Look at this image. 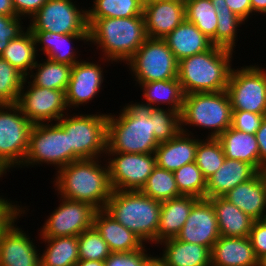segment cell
I'll list each match as a JSON object with an SVG mask.
<instances>
[{
    "mask_svg": "<svg viewBox=\"0 0 266 266\" xmlns=\"http://www.w3.org/2000/svg\"><path fill=\"white\" fill-rule=\"evenodd\" d=\"M48 243L40 254L41 266H76L80 260L78 236L40 238Z\"/></svg>",
    "mask_w": 266,
    "mask_h": 266,
    "instance_id": "cell-33",
    "label": "cell"
},
{
    "mask_svg": "<svg viewBox=\"0 0 266 266\" xmlns=\"http://www.w3.org/2000/svg\"><path fill=\"white\" fill-rule=\"evenodd\" d=\"M148 38L164 39L185 20V1L153 0L143 5Z\"/></svg>",
    "mask_w": 266,
    "mask_h": 266,
    "instance_id": "cell-18",
    "label": "cell"
},
{
    "mask_svg": "<svg viewBox=\"0 0 266 266\" xmlns=\"http://www.w3.org/2000/svg\"><path fill=\"white\" fill-rule=\"evenodd\" d=\"M146 266H163V265L156 257H154Z\"/></svg>",
    "mask_w": 266,
    "mask_h": 266,
    "instance_id": "cell-56",
    "label": "cell"
},
{
    "mask_svg": "<svg viewBox=\"0 0 266 266\" xmlns=\"http://www.w3.org/2000/svg\"><path fill=\"white\" fill-rule=\"evenodd\" d=\"M93 226L108 244L111 252H133L145 245L138 236L112 218L104 209L96 211Z\"/></svg>",
    "mask_w": 266,
    "mask_h": 266,
    "instance_id": "cell-26",
    "label": "cell"
},
{
    "mask_svg": "<svg viewBox=\"0 0 266 266\" xmlns=\"http://www.w3.org/2000/svg\"><path fill=\"white\" fill-rule=\"evenodd\" d=\"M211 266H259L249 237L220 236L211 250Z\"/></svg>",
    "mask_w": 266,
    "mask_h": 266,
    "instance_id": "cell-22",
    "label": "cell"
},
{
    "mask_svg": "<svg viewBox=\"0 0 266 266\" xmlns=\"http://www.w3.org/2000/svg\"><path fill=\"white\" fill-rule=\"evenodd\" d=\"M154 136L161 143L175 138L181 132L180 114L171 109L153 108Z\"/></svg>",
    "mask_w": 266,
    "mask_h": 266,
    "instance_id": "cell-42",
    "label": "cell"
},
{
    "mask_svg": "<svg viewBox=\"0 0 266 266\" xmlns=\"http://www.w3.org/2000/svg\"><path fill=\"white\" fill-rule=\"evenodd\" d=\"M140 191L161 202L182 196L177 188L174 173L158 166L153 169Z\"/></svg>",
    "mask_w": 266,
    "mask_h": 266,
    "instance_id": "cell-37",
    "label": "cell"
},
{
    "mask_svg": "<svg viewBox=\"0 0 266 266\" xmlns=\"http://www.w3.org/2000/svg\"><path fill=\"white\" fill-rule=\"evenodd\" d=\"M259 266H266V255L259 260Z\"/></svg>",
    "mask_w": 266,
    "mask_h": 266,
    "instance_id": "cell-59",
    "label": "cell"
},
{
    "mask_svg": "<svg viewBox=\"0 0 266 266\" xmlns=\"http://www.w3.org/2000/svg\"><path fill=\"white\" fill-rule=\"evenodd\" d=\"M145 247L133 252H111L105 266H146L155 256L146 253Z\"/></svg>",
    "mask_w": 266,
    "mask_h": 266,
    "instance_id": "cell-44",
    "label": "cell"
},
{
    "mask_svg": "<svg viewBox=\"0 0 266 266\" xmlns=\"http://www.w3.org/2000/svg\"><path fill=\"white\" fill-rule=\"evenodd\" d=\"M126 105L117 116L108 113L106 152L154 153L160 144L150 117L154 107L143 102Z\"/></svg>",
    "mask_w": 266,
    "mask_h": 266,
    "instance_id": "cell-2",
    "label": "cell"
},
{
    "mask_svg": "<svg viewBox=\"0 0 266 266\" xmlns=\"http://www.w3.org/2000/svg\"><path fill=\"white\" fill-rule=\"evenodd\" d=\"M260 154V168L266 164V115L263 117L260 127L255 132Z\"/></svg>",
    "mask_w": 266,
    "mask_h": 266,
    "instance_id": "cell-51",
    "label": "cell"
},
{
    "mask_svg": "<svg viewBox=\"0 0 266 266\" xmlns=\"http://www.w3.org/2000/svg\"><path fill=\"white\" fill-rule=\"evenodd\" d=\"M37 53L34 36L27 28L16 39L10 40L0 57L27 77L37 63Z\"/></svg>",
    "mask_w": 266,
    "mask_h": 266,
    "instance_id": "cell-32",
    "label": "cell"
},
{
    "mask_svg": "<svg viewBox=\"0 0 266 266\" xmlns=\"http://www.w3.org/2000/svg\"><path fill=\"white\" fill-rule=\"evenodd\" d=\"M7 173V169L0 163V177Z\"/></svg>",
    "mask_w": 266,
    "mask_h": 266,
    "instance_id": "cell-58",
    "label": "cell"
},
{
    "mask_svg": "<svg viewBox=\"0 0 266 266\" xmlns=\"http://www.w3.org/2000/svg\"><path fill=\"white\" fill-rule=\"evenodd\" d=\"M251 245L258 260L266 255V222L254 220L249 234Z\"/></svg>",
    "mask_w": 266,
    "mask_h": 266,
    "instance_id": "cell-48",
    "label": "cell"
},
{
    "mask_svg": "<svg viewBox=\"0 0 266 266\" xmlns=\"http://www.w3.org/2000/svg\"><path fill=\"white\" fill-rule=\"evenodd\" d=\"M27 80L25 77L17 105L33 124L57 122L68 112L65 91L38 87Z\"/></svg>",
    "mask_w": 266,
    "mask_h": 266,
    "instance_id": "cell-14",
    "label": "cell"
},
{
    "mask_svg": "<svg viewBox=\"0 0 266 266\" xmlns=\"http://www.w3.org/2000/svg\"><path fill=\"white\" fill-rule=\"evenodd\" d=\"M189 132L186 128L181 129L175 138L158 145L154 152L156 166L174 172L185 164L195 162L200 139H194L193 133Z\"/></svg>",
    "mask_w": 266,
    "mask_h": 266,
    "instance_id": "cell-20",
    "label": "cell"
},
{
    "mask_svg": "<svg viewBox=\"0 0 266 266\" xmlns=\"http://www.w3.org/2000/svg\"><path fill=\"white\" fill-rule=\"evenodd\" d=\"M109 179L113 190L139 191L156 167L154 153L106 152ZM114 157V158H113Z\"/></svg>",
    "mask_w": 266,
    "mask_h": 266,
    "instance_id": "cell-13",
    "label": "cell"
},
{
    "mask_svg": "<svg viewBox=\"0 0 266 266\" xmlns=\"http://www.w3.org/2000/svg\"><path fill=\"white\" fill-rule=\"evenodd\" d=\"M78 251L80 260L105 261L111 253L108 244L94 226L78 236Z\"/></svg>",
    "mask_w": 266,
    "mask_h": 266,
    "instance_id": "cell-43",
    "label": "cell"
},
{
    "mask_svg": "<svg viewBox=\"0 0 266 266\" xmlns=\"http://www.w3.org/2000/svg\"><path fill=\"white\" fill-rule=\"evenodd\" d=\"M23 207L17 205V203L15 205V202L9 201L7 198H3V195L0 196V237L17 219L19 220L18 216L21 217L27 213L26 206Z\"/></svg>",
    "mask_w": 266,
    "mask_h": 266,
    "instance_id": "cell-46",
    "label": "cell"
},
{
    "mask_svg": "<svg viewBox=\"0 0 266 266\" xmlns=\"http://www.w3.org/2000/svg\"><path fill=\"white\" fill-rule=\"evenodd\" d=\"M0 15L17 16L12 0H0Z\"/></svg>",
    "mask_w": 266,
    "mask_h": 266,
    "instance_id": "cell-52",
    "label": "cell"
},
{
    "mask_svg": "<svg viewBox=\"0 0 266 266\" xmlns=\"http://www.w3.org/2000/svg\"><path fill=\"white\" fill-rule=\"evenodd\" d=\"M143 5L153 1V0H139Z\"/></svg>",
    "mask_w": 266,
    "mask_h": 266,
    "instance_id": "cell-60",
    "label": "cell"
},
{
    "mask_svg": "<svg viewBox=\"0 0 266 266\" xmlns=\"http://www.w3.org/2000/svg\"><path fill=\"white\" fill-rule=\"evenodd\" d=\"M252 15L265 14L266 15V0H250ZM256 12V14H255Z\"/></svg>",
    "mask_w": 266,
    "mask_h": 266,
    "instance_id": "cell-53",
    "label": "cell"
},
{
    "mask_svg": "<svg viewBox=\"0 0 266 266\" xmlns=\"http://www.w3.org/2000/svg\"><path fill=\"white\" fill-rule=\"evenodd\" d=\"M138 84L143 90L146 104L154 108H161L160 105L168 104V109L181 113L185 94L178 78Z\"/></svg>",
    "mask_w": 266,
    "mask_h": 266,
    "instance_id": "cell-31",
    "label": "cell"
},
{
    "mask_svg": "<svg viewBox=\"0 0 266 266\" xmlns=\"http://www.w3.org/2000/svg\"><path fill=\"white\" fill-rule=\"evenodd\" d=\"M30 31L58 34H89L87 9H79L72 0H48L31 18Z\"/></svg>",
    "mask_w": 266,
    "mask_h": 266,
    "instance_id": "cell-12",
    "label": "cell"
},
{
    "mask_svg": "<svg viewBox=\"0 0 266 266\" xmlns=\"http://www.w3.org/2000/svg\"><path fill=\"white\" fill-rule=\"evenodd\" d=\"M22 19L18 16L0 15V55L8 46L10 40L16 39L25 31Z\"/></svg>",
    "mask_w": 266,
    "mask_h": 266,
    "instance_id": "cell-45",
    "label": "cell"
},
{
    "mask_svg": "<svg viewBox=\"0 0 266 266\" xmlns=\"http://www.w3.org/2000/svg\"><path fill=\"white\" fill-rule=\"evenodd\" d=\"M44 60L46 61L43 63L37 61L32 68L36 72L32 71L27 77H30L31 82L38 87L66 91L72 65L55 62L47 58Z\"/></svg>",
    "mask_w": 266,
    "mask_h": 266,
    "instance_id": "cell-34",
    "label": "cell"
},
{
    "mask_svg": "<svg viewBox=\"0 0 266 266\" xmlns=\"http://www.w3.org/2000/svg\"><path fill=\"white\" fill-rule=\"evenodd\" d=\"M233 50L213 45L205 52L178 62L177 78L185 95L226 90Z\"/></svg>",
    "mask_w": 266,
    "mask_h": 266,
    "instance_id": "cell-4",
    "label": "cell"
},
{
    "mask_svg": "<svg viewBox=\"0 0 266 266\" xmlns=\"http://www.w3.org/2000/svg\"><path fill=\"white\" fill-rule=\"evenodd\" d=\"M226 158L240 160L260 171V154L255 134L226 129L219 137Z\"/></svg>",
    "mask_w": 266,
    "mask_h": 266,
    "instance_id": "cell-30",
    "label": "cell"
},
{
    "mask_svg": "<svg viewBox=\"0 0 266 266\" xmlns=\"http://www.w3.org/2000/svg\"><path fill=\"white\" fill-rule=\"evenodd\" d=\"M259 173L261 174L262 178H263V181L266 185V164L263 165L261 168H260V171Z\"/></svg>",
    "mask_w": 266,
    "mask_h": 266,
    "instance_id": "cell-57",
    "label": "cell"
},
{
    "mask_svg": "<svg viewBox=\"0 0 266 266\" xmlns=\"http://www.w3.org/2000/svg\"><path fill=\"white\" fill-rule=\"evenodd\" d=\"M185 19L195 24L215 45L217 13L211 0H185Z\"/></svg>",
    "mask_w": 266,
    "mask_h": 266,
    "instance_id": "cell-35",
    "label": "cell"
},
{
    "mask_svg": "<svg viewBox=\"0 0 266 266\" xmlns=\"http://www.w3.org/2000/svg\"><path fill=\"white\" fill-rule=\"evenodd\" d=\"M59 206L40 228V238L79 236L93 226L95 207L86 203L60 197Z\"/></svg>",
    "mask_w": 266,
    "mask_h": 266,
    "instance_id": "cell-15",
    "label": "cell"
},
{
    "mask_svg": "<svg viewBox=\"0 0 266 266\" xmlns=\"http://www.w3.org/2000/svg\"><path fill=\"white\" fill-rule=\"evenodd\" d=\"M232 12L246 21L252 15L250 0H225Z\"/></svg>",
    "mask_w": 266,
    "mask_h": 266,
    "instance_id": "cell-50",
    "label": "cell"
},
{
    "mask_svg": "<svg viewBox=\"0 0 266 266\" xmlns=\"http://www.w3.org/2000/svg\"><path fill=\"white\" fill-rule=\"evenodd\" d=\"M220 236L249 237L254 219L242 212L224 197H212Z\"/></svg>",
    "mask_w": 266,
    "mask_h": 266,
    "instance_id": "cell-29",
    "label": "cell"
},
{
    "mask_svg": "<svg viewBox=\"0 0 266 266\" xmlns=\"http://www.w3.org/2000/svg\"><path fill=\"white\" fill-rule=\"evenodd\" d=\"M101 162V158L81 159L56 171L53 183L59 197L105 209L113 189L107 162L105 166Z\"/></svg>",
    "mask_w": 266,
    "mask_h": 266,
    "instance_id": "cell-1",
    "label": "cell"
},
{
    "mask_svg": "<svg viewBox=\"0 0 266 266\" xmlns=\"http://www.w3.org/2000/svg\"><path fill=\"white\" fill-rule=\"evenodd\" d=\"M76 266H105V262L97 260H79Z\"/></svg>",
    "mask_w": 266,
    "mask_h": 266,
    "instance_id": "cell-54",
    "label": "cell"
},
{
    "mask_svg": "<svg viewBox=\"0 0 266 266\" xmlns=\"http://www.w3.org/2000/svg\"><path fill=\"white\" fill-rule=\"evenodd\" d=\"M245 21L234 14L231 9L221 10L217 14V28L215 31V45L230 50L235 49L237 30Z\"/></svg>",
    "mask_w": 266,
    "mask_h": 266,
    "instance_id": "cell-41",
    "label": "cell"
},
{
    "mask_svg": "<svg viewBox=\"0 0 266 266\" xmlns=\"http://www.w3.org/2000/svg\"><path fill=\"white\" fill-rule=\"evenodd\" d=\"M107 120L105 113L70 116L67 112L57 121L69 133L72 162L105 157Z\"/></svg>",
    "mask_w": 266,
    "mask_h": 266,
    "instance_id": "cell-7",
    "label": "cell"
},
{
    "mask_svg": "<svg viewBox=\"0 0 266 266\" xmlns=\"http://www.w3.org/2000/svg\"><path fill=\"white\" fill-rule=\"evenodd\" d=\"M137 83L177 78L178 61L163 39L148 38L125 63Z\"/></svg>",
    "mask_w": 266,
    "mask_h": 266,
    "instance_id": "cell-10",
    "label": "cell"
},
{
    "mask_svg": "<svg viewBox=\"0 0 266 266\" xmlns=\"http://www.w3.org/2000/svg\"><path fill=\"white\" fill-rule=\"evenodd\" d=\"M173 173L181 195L206 198L207 180L195 162L185 164Z\"/></svg>",
    "mask_w": 266,
    "mask_h": 266,
    "instance_id": "cell-39",
    "label": "cell"
},
{
    "mask_svg": "<svg viewBox=\"0 0 266 266\" xmlns=\"http://www.w3.org/2000/svg\"><path fill=\"white\" fill-rule=\"evenodd\" d=\"M223 146L218 138L200 139L196 149L195 163L204 178H210L225 161Z\"/></svg>",
    "mask_w": 266,
    "mask_h": 266,
    "instance_id": "cell-38",
    "label": "cell"
},
{
    "mask_svg": "<svg viewBox=\"0 0 266 266\" xmlns=\"http://www.w3.org/2000/svg\"><path fill=\"white\" fill-rule=\"evenodd\" d=\"M48 0H12L18 17L31 18Z\"/></svg>",
    "mask_w": 266,
    "mask_h": 266,
    "instance_id": "cell-49",
    "label": "cell"
},
{
    "mask_svg": "<svg viewBox=\"0 0 266 266\" xmlns=\"http://www.w3.org/2000/svg\"><path fill=\"white\" fill-rule=\"evenodd\" d=\"M177 61L210 49L213 44L192 22L186 19L164 39Z\"/></svg>",
    "mask_w": 266,
    "mask_h": 266,
    "instance_id": "cell-27",
    "label": "cell"
},
{
    "mask_svg": "<svg viewBox=\"0 0 266 266\" xmlns=\"http://www.w3.org/2000/svg\"><path fill=\"white\" fill-rule=\"evenodd\" d=\"M25 76L0 57V104H17Z\"/></svg>",
    "mask_w": 266,
    "mask_h": 266,
    "instance_id": "cell-40",
    "label": "cell"
},
{
    "mask_svg": "<svg viewBox=\"0 0 266 266\" xmlns=\"http://www.w3.org/2000/svg\"><path fill=\"white\" fill-rule=\"evenodd\" d=\"M31 32L34 36L36 49L41 45L37 51H43L47 59L72 66L80 61L76 57L78 51L76 52L73 41L83 40L85 43L89 40L88 34H58L49 31Z\"/></svg>",
    "mask_w": 266,
    "mask_h": 266,
    "instance_id": "cell-25",
    "label": "cell"
},
{
    "mask_svg": "<svg viewBox=\"0 0 266 266\" xmlns=\"http://www.w3.org/2000/svg\"><path fill=\"white\" fill-rule=\"evenodd\" d=\"M197 200L196 197L182 195L162 201L157 244L163 240L175 238L179 234Z\"/></svg>",
    "mask_w": 266,
    "mask_h": 266,
    "instance_id": "cell-28",
    "label": "cell"
},
{
    "mask_svg": "<svg viewBox=\"0 0 266 266\" xmlns=\"http://www.w3.org/2000/svg\"><path fill=\"white\" fill-rule=\"evenodd\" d=\"M226 92L232 111L266 115V70L250 65L231 71Z\"/></svg>",
    "mask_w": 266,
    "mask_h": 266,
    "instance_id": "cell-11",
    "label": "cell"
},
{
    "mask_svg": "<svg viewBox=\"0 0 266 266\" xmlns=\"http://www.w3.org/2000/svg\"><path fill=\"white\" fill-rule=\"evenodd\" d=\"M219 237L218 221L212 203L207 198L198 199L176 238L212 250Z\"/></svg>",
    "mask_w": 266,
    "mask_h": 266,
    "instance_id": "cell-16",
    "label": "cell"
},
{
    "mask_svg": "<svg viewBox=\"0 0 266 266\" xmlns=\"http://www.w3.org/2000/svg\"><path fill=\"white\" fill-rule=\"evenodd\" d=\"M103 68L98 63L81 60L74 64L65 91L68 108L86 105L102 90L104 82ZM73 106V107H72Z\"/></svg>",
    "mask_w": 266,
    "mask_h": 266,
    "instance_id": "cell-17",
    "label": "cell"
},
{
    "mask_svg": "<svg viewBox=\"0 0 266 266\" xmlns=\"http://www.w3.org/2000/svg\"><path fill=\"white\" fill-rule=\"evenodd\" d=\"M223 197L254 220H263L266 215V185L260 173Z\"/></svg>",
    "mask_w": 266,
    "mask_h": 266,
    "instance_id": "cell-23",
    "label": "cell"
},
{
    "mask_svg": "<svg viewBox=\"0 0 266 266\" xmlns=\"http://www.w3.org/2000/svg\"><path fill=\"white\" fill-rule=\"evenodd\" d=\"M181 129L196 126L209 129L207 138H218L232 124V106L226 90L184 95Z\"/></svg>",
    "mask_w": 266,
    "mask_h": 266,
    "instance_id": "cell-6",
    "label": "cell"
},
{
    "mask_svg": "<svg viewBox=\"0 0 266 266\" xmlns=\"http://www.w3.org/2000/svg\"><path fill=\"white\" fill-rule=\"evenodd\" d=\"M143 16V4L139 0H94L87 9V18H128Z\"/></svg>",
    "mask_w": 266,
    "mask_h": 266,
    "instance_id": "cell-36",
    "label": "cell"
},
{
    "mask_svg": "<svg viewBox=\"0 0 266 266\" xmlns=\"http://www.w3.org/2000/svg\"><path fill=\"white\" fill-rule=\"evenodd\" d=\"M264 116L249 111H232L231 127L241 132L255 134Z\"/></svg>",
    "mask_w": 266,
    "mask_h": 266,
    "instance_id": "cell-47",
    "label": "cell"
},
{
    "mask_svg": "<svg viewBox=\"0 0 266 266\" xmlns=\"http://www.w3.org/2000/svg\"><path fill=\"white\" fill-rule=\"evenodd\" d=\"M88 42L102 51L104 62L126 63L148 39L144 16L87 18ZM114 61V62H113Z\"/></svg>",
    "mask_w": 266,
    "mask_h": 266,
    "instance_id": "cell-3",
    "label": "cell"
},
{
    "mask_svg": "<svg viewBox=\"0 0 266 266\" xmlns=\"http://www.w3.org/2000/svg\"><path fill=\"white\" fill-rule=\"evenodd\" d=\"M161 204L140 190H113L104 210L144 243L157 245Z\"/></svg>",
    "mask_w": 266,
    "mask_h": 266,
    "instance_id": "cell-5",
    "label": "cell"
},
{
    "mask_svg": "<svg viewBox=\"0 0 266 266\" xmlns=\"http://www.w3.org/2000/svg\"><path fill=\"white\" fill-rule=\"evenodd\" d=\"M71 162L69 133L58 122L33 124L29 134L28 152L20 168L47 163L56 166L58 171Z\"/></svg>",
    "mask_w": 266,
    "mask_h": 266,
    "instance_id": "cell-8",
    "label": "cell"
},
{
    "mask_svg": "<svg viewBox=\"0 0 266 266\" xmlns=\"http://www.w3.org/2000/svg\"><path fill=\"white\" fill-rule=\"evenodd\" d=\"M259 171L251 164L225 158L224 163L206 182V198L223 197L238 184L254 178Z\"/></svg>",
    "mask_w": 266,
    "mask_h": 266,
    "instance_id": "cell-21",
    "label": "cell"
},
{
    "mask_svg": "<svg viewBox=\"0 0 266 266\" xmlns=\"http://www.w3.org/2000/svg\"><path fill=\"white\" fill-rule=\"evenodd\" d=\"M211 3L213 4L215 8V12L218 14L221 10H227L230 9L228 5L226 4L225 0H211Z\"/></svg>",
    "mask_w": 266,
    "mask_h": 266,
    "instance_id": "cell-55",
    "label": "cell"
},
{
    "mask_svg": "<svg viewBox=\"0 0 266 266\" xmlns=\"http://www.w3.org/2000/svg\"><path fill=\"white\" fill-rule=\"evenodd\" d=\"M13 223L0 237V266H41L36 244Z\"/></svg>",
    "mask_w": 266,
    "mask_h": 266,
    "instance_id": "cell-19",
    "label": "cell"
},
{
    "mask_svg": "<svg viewBox=\"0 0 266 266\" xmlns=\"http://www.w3.org/2000/svg\"><path fill=\"white\" fill-rule=\"evenodd\" d=\"M158 244L165 246L161 256H155L163 266H211V250L206 246L181 241L176 237Z\"/></svg>",
    "mask_w": 266,
    "mask_h": 266,
    "instance_id": "cell-24",
    "label": "cell"
},
{
    "mask_svg": "<svg viewBox=\"0 0 266 266\" xmlns=\"http://www.w3.org/2000/svg\"><path fill=\"white\" fill-rule=\"evenodd\" d=\"M32 126L17 104H0V163L8 171L22 166Z\"/></svg>",
    "mask_w": 266,
    "mask_h": 266,
    "instance_id": "cell-9",
    "label": "cell"
}]
</instances>
